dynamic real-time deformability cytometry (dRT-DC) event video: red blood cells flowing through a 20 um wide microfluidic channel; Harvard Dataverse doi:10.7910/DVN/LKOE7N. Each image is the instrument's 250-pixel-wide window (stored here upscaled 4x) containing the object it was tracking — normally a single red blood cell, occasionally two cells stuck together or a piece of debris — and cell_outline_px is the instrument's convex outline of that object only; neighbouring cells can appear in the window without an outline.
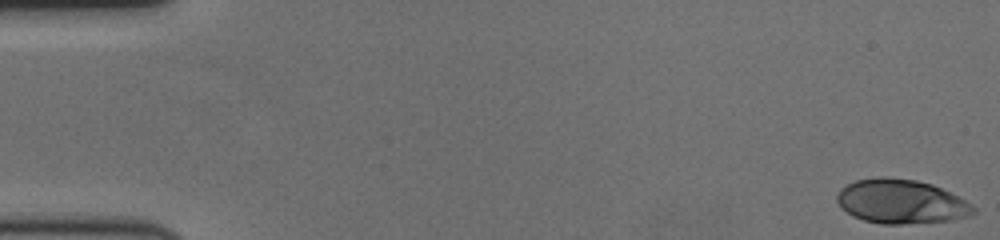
{"species": "human", "species_latin": "Homo sapiens", "temperature_condition": "cold", "stored_images_in_passage": 60, "camera_frame_rate_fps": 3000, "um_per_image_px": 0.085, "donor": {"sex": "female"}, "frame": {"image": 1, "passage_image": 1, "time_ms": 0.0, "image_size_px": [1000, 240], "cell_outline_px": [[976, 212], [972, 216], [948, 220], [900, 224], [880, 224], [864, 220], [852, 216], [840, 208], [836, 200], [836, 196], [840, 188], [856, 180], [876, 176], [888, 176], [916, 180], [932, 184], [972, 204], [976, 208]], "centroid_in_image_um": [76.55, 17.12], "position_along_channel_um": 8.4, "area_um2": 35.32}}
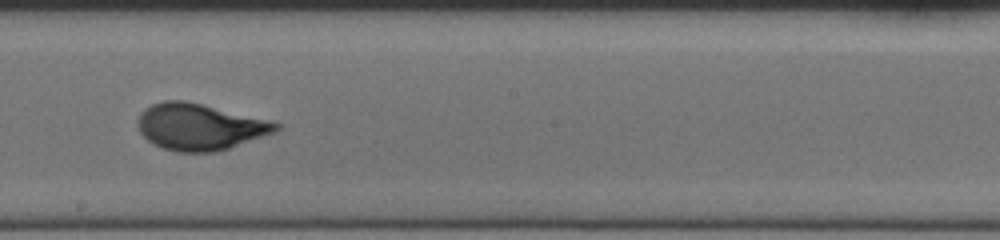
{"frame": {"image": 2, "passage_image": 34, "time_ms": 11.0, "image_size_px": [1000, 240], "cell_outline_px": [[284, 124], [276, 132], [216, 152], [176, 152], [152, 144], [140, 132], [140, 112], [144, 108], [152, 104], [164, 100], [184, 100], [272, 120]], "centroid_in_image_um": [17.03, 10.77], "position_along_channel_um": 231.2, "area_um2": 37.4}}
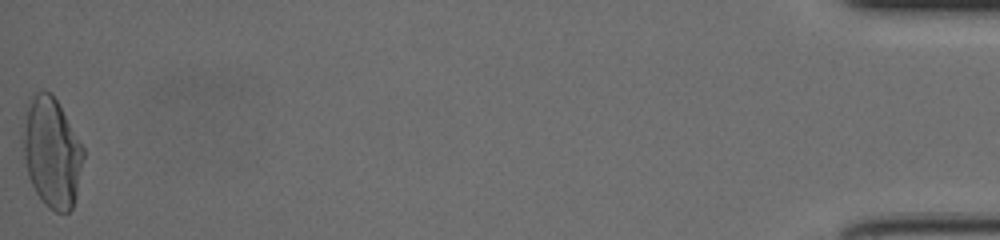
{"frame": {"image": 3, "passage_image": 60, "time_ms": 19.667, "image_size_px": [1000, 240], "cell_outline_px": [[84, 156], [76, 196], [72, 208], [68, 212], [56, 212], [48, 208], [44, 204], [36, 192], [28, 176], [24, 160], [24, 112], [32, 96], [36, 92], [44, 88], [56, 100], [84, 148]], "centroid_in_image_um": [4.4, 12.97], "position_along_channel_um": 430.8, "area_um2": 38.32}, "authors_computed_cell_mechanics": {"area_um2": 36.2117, "velocity_mm_per_s": 3.4607, "shape_relaxation_time_tau1_ms": 4.5371, "shape_relaxation_time_tau2_ms": null, "deformation_change_tau1": 0.2106, "deformation_change_tau2": null}}